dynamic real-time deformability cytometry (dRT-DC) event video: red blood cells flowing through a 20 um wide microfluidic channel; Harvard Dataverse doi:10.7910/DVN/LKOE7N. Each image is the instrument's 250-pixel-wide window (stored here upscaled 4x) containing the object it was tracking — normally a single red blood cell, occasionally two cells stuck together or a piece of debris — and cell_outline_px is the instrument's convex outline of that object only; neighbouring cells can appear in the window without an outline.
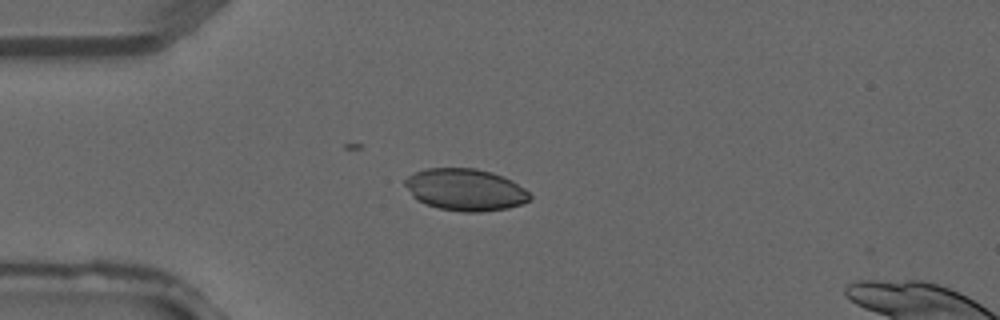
{"species": "common noctule bat (a hibernating species)", "species_latin": "Nyctalus noctula", "temperature_condition": "warm", "stored_images_in_passage": 4, "camera_frame_rate_fps": 3000, "um_per_image_px": 0.085, "animal": {"sex": "male", "forearm_length_mm": 52.5}, "frame": {"image": 1, "passage_image": 4, "time_ms": 1.0, "image_size_px": [1000, 320], "cell_outline_px": [[532, 200], [508, 208], [480, 212], [464, 212], [440, 208], [416, 200], [412, 196], [404, 184], [404, 180], [408, 176], [416, 172], [428, 168], [476, 168], [492, 172], [504, 176], [512, 180], [524, 188], [532, 196]], "centroid_in_image_um": [39.57, 16.12], "position_along_channel_um": 45.4, "area_um2": 30.58}}